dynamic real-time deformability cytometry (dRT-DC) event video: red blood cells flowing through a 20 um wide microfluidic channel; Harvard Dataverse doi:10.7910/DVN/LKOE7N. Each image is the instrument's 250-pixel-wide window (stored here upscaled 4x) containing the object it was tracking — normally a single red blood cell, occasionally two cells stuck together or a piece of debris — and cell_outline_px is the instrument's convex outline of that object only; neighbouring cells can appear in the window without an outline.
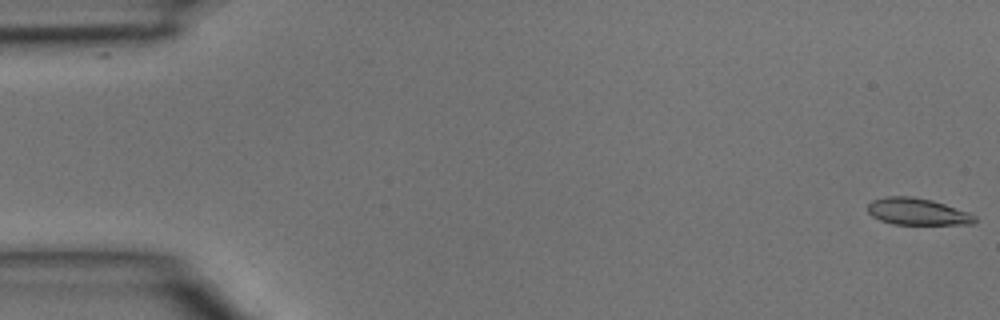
{"species": "common noctule bat (a hibernating species)", "species_latin": "Nyctalus noctula", "temperature_condition": "room temperature", "stored_images_in_passage": 5, "camera_frame_rate_fps": 3000, "um_per_image_px": 0.085, "animal": {"sex": "male", "body_mass_g": 15.6}, "frame": {"image": 1, "passage_image": 5, "time_ms": 1.333, "image_size_px": [1000, 320], "cell_outline_px": [[976, 220], [972, 224], [892, 224], [880, 220], [872, 216], [868, 212], [868, 204], [872, 200], [884, 196], [912, 196], [932, 200], [968, 212], [976, 216]], "centroid_in_image_um": [77.94, 17.98], "position_along_channel_um": 7.1, "area_um2": 16.7}}